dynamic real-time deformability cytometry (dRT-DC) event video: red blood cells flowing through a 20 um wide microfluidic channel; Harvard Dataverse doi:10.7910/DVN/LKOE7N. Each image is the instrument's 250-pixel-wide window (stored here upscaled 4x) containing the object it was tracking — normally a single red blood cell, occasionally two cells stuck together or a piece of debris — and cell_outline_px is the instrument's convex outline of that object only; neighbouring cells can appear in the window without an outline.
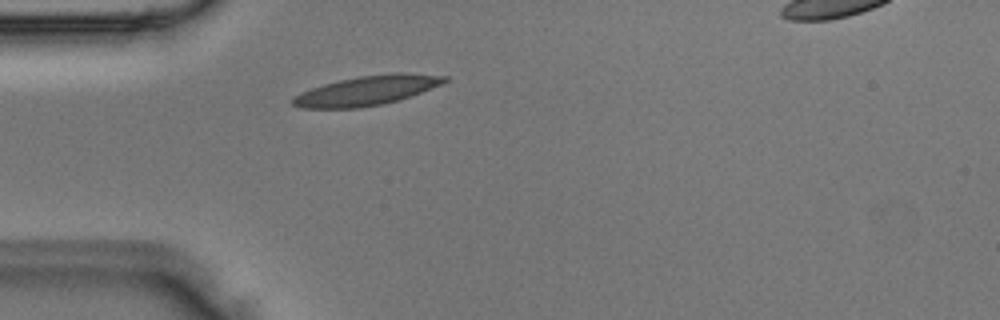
{"species": "Egyptian fruit bat (a non-hibernating species)", "species_latin": "Rousettus aegyptiacus", "temperature_condition": "room temperature", "stored_images_in_passage": 1, "camera_frame_rate_fps": 3000, "um_per_image_px": 0.085, "animal": {"sex": "male"}, "frame": {"image": 1, "passage_image": 1, "time_ms": 0.0, "image_size_px": [1000, 320], "cell_outline_px": [[448, 80], [444, 84], [384, 104], [356, 108], [300, 108], [292, 104], [292, 100], [300, 92], [324, 84], [340, 80], [360, 76], [392, 72], [404, 72], [448, 76]], "centroid_in_image_um": [31.21, 7.68], "position_along_channel_um": 53.8, "area_um2": 25.95}}